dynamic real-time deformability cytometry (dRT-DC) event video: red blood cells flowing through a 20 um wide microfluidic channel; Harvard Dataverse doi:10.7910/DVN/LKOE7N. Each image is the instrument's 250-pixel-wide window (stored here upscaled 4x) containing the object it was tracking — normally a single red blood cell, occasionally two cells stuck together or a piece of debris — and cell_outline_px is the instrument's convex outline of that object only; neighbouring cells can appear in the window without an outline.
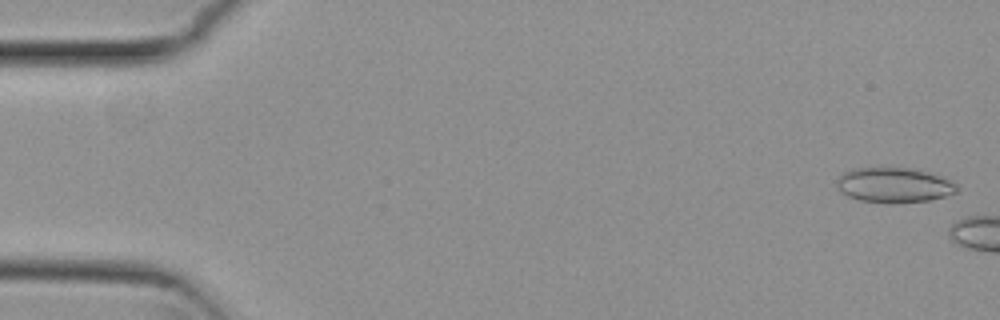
{"species": "common noctule bat (a hibernating species)", "species_latin": "Nyctalus noctula", "temperature_condition": "cold", "stored_images_in_passage": 4, "camera_frame_rate_fps": 3000, "um_per_image_px": 0.085, "animal": {"sex": "female", "body_mass_g": 29.2, "forearm_length_mm": 56.3}, "frame": {"image": 1, "passage_image": 2, "time_ms": 0.333, "image_size_px": [1000, 320], "cell_outline_px": [[960, 188], [956, 192], [944, 196], [928, 200], [892, 204], [888, 204], [860, 200], [848, 196], [840, 192], [836, 184], [836, 180], [844, 172], [852, 168], [912, 168], [948, 180], [956, 184]], "centroid_in_image_um": [75.93, 15.75], "position_along_channel_um": 9.1, "area_um2": 24.33}}